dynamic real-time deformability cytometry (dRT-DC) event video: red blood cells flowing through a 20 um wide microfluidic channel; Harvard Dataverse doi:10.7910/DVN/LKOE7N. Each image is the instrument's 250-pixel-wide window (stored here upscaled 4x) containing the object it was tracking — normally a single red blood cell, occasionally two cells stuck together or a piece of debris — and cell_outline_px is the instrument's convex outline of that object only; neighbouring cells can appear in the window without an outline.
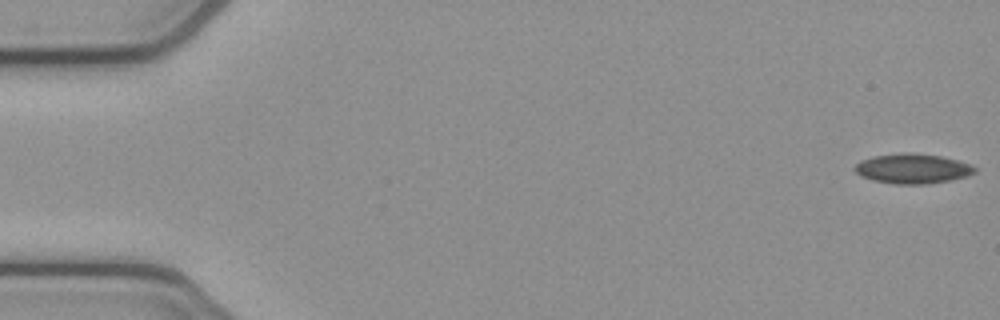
{"species": "common noctule bat (a hibernating species)", "species_latin": "Nyctalus noctula", "temperature_condition": "cold", "stored_images_in_passage": 5, "camera_frame_rate_fps": 3000, "um_per_image_px": 0.085, "animal": {"sex": "female", "body_mass_g": 21.9}, "frame": {"image": 1, "passage_image": 1, "time_ms": 0.0, "image_size_px": [1000, 320], "cell_outline_px": [[976, 172], [968, 176], [948, 180], [924, 184], [896, 184], [872, 180], [860, 176], [852, 168], [860, 160], [872, 156], [904, 152], [908, 152], [940, 156], [956, 160], [968, 164], [976, 168]], "centroid_in_image_um": [77.51, 14.33], "position_along_channel_um": 7.5, "area_um2": 20.81}}
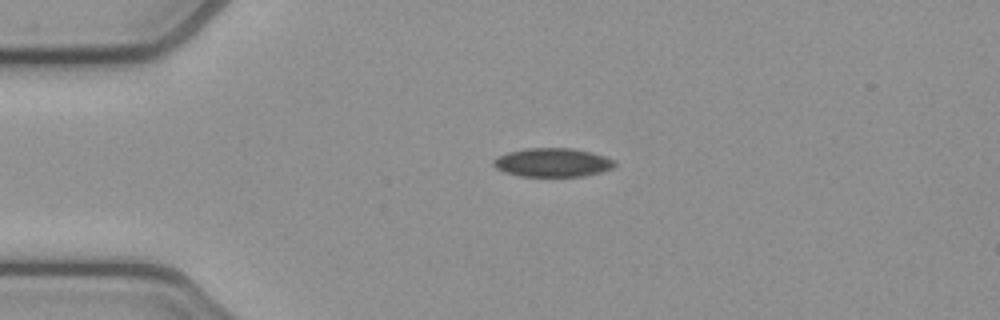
{"frame": {"image": 2, "passage_image": 4, "time_ms": 1.0, "image_size_px": [1000, 320], "cell_outline_px": [[616, 164], [612, 168], [600, 172], [584, 176], [520, 176], [504, 172], [496, 168], [492, 164], [492, 160], [496, 156], [508, 152], [524, 148], [572, 148], [592, 152], [616, 160]], "centroid_in_image_um": [46.95, 13.8], "position_along_channel_um": 38.1, "area_um2": 20.46}}